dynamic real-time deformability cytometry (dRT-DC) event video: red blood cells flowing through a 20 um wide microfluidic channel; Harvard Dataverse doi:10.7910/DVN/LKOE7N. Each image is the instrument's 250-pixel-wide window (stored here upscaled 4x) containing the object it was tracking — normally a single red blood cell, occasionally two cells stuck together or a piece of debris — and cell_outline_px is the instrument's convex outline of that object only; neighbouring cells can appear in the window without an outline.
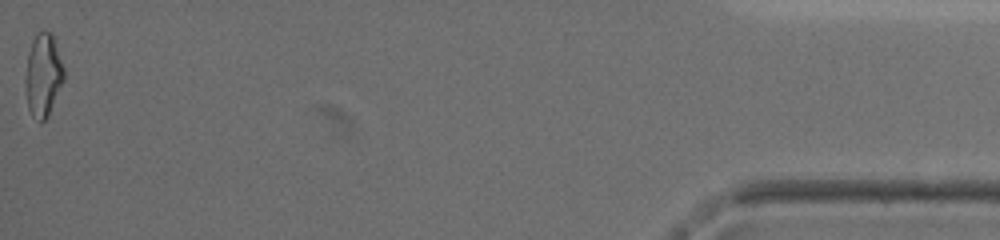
{"species": "common noctule bat (a hibernating species)", "species_latin": "Nyctalus noctula", "temperature_condition": "warm", "stored_images_in_passage": 47, "camera_frame_rate_fps": 3000, "um_per_image_px": 0.085, "animal": {"sex": "female", "body_mass_g": 19.5, "forearm_length_mm": 54.1}, "frame": {"image": 1, "passage_image": 47, "time_ms": 15.333, "image_size_px": [1000, 240], "cell_outline_px": [[64, 80], [48, 116], [40, 124], [32, 116], [28, 108], [28, 52], [32, 40], [36, 32], [52, 32], [64, 68]], "centroid_in_image_um": [3.72, 6.38], "position_along_channel_um": 431.5, "area_um2": 18.03}, "authors_computed_cell_mechanics": {"area_um2": 17.918, "velocity_mm_per_s": 2.9616, "shape_relaxation_time_tau1_ms": 8.6855, "shape_relaxation_time_tau2_ms": 2.4126, "deformation_change_tau1": 0.2597, "deformation_change_tau2": 0.066}}